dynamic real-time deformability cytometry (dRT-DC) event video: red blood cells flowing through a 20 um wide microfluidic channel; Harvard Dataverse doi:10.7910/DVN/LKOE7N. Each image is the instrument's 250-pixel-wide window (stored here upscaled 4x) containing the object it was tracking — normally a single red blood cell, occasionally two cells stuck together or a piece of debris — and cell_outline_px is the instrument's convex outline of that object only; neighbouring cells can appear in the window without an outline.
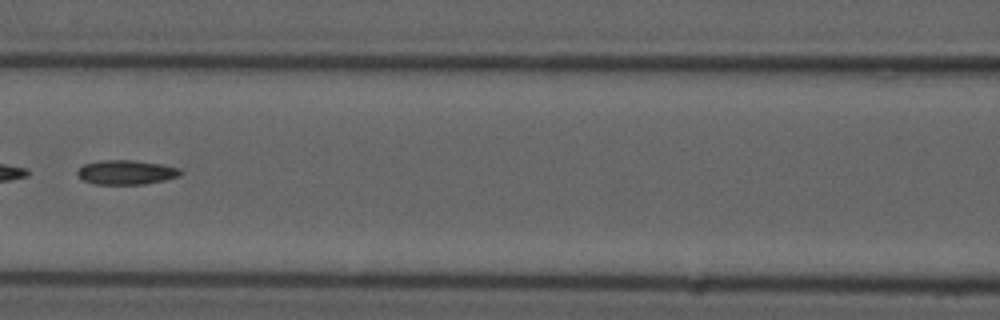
{"species": "common noctule bat (a hibernating species)", "species_latin": "Nyctalus noctula", "temperature_condition": "cold", "stored_images_in_passage": 6, "segment_of_instrument_passage": [2, 2], "camera_frame_rate_fps": 3000, "um_per_image_px": 0.085, "animal": {"sex": "male", "forearm_length_mm": 52.5}, "frame": {"image": 1, "passage_image": 6, "time_ms": 6.0, "image_size_px": [1000, 320], "cell_outline_px": [[184, 172], [180, 176], [164, 180], [144, 184], [96, 184], [84, 180], [76, 172], [84, 164], [100, 160], [132, 160], [160, 164], [180, 168]], "centroid_in_image_um": [10.77, 14.64], "position_along_channel_um": 155.8, "area_um2": 14.57}}